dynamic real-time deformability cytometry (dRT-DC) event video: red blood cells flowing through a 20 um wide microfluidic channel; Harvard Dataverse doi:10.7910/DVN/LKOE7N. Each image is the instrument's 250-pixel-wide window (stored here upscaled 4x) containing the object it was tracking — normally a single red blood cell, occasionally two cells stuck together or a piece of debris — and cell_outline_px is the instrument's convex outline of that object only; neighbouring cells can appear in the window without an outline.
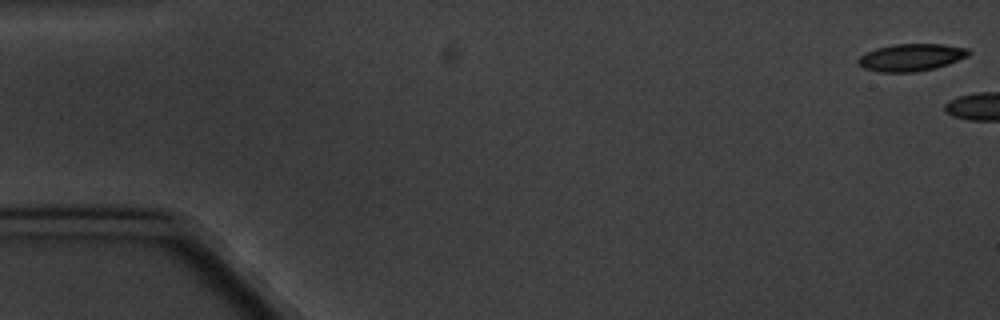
{"species": "common noctule bat (a hibernating species)", "species_latin": "Nyctalus noctula", "temperature_condition": "cold", "stored_images_in_passage": 2, "camera_frame_rate_fps": 3000, "um_per_image_px": 0.085, "animal": {"sex": "male", "body_mass_g": 20.1, "forearm_length_mm": 53.5}, "frame": {"image": 1, "passage_image": 1, "time_ms": 0.0, "image_size_px": [1000, 320], "cell_outline_px": [[972, 52], [968, 56], [948, 64], [916, 72], [880, 72], [864, 68], [856, 60], [864, 52], [876, 48], [896, 44], [944, 44], [968, 48]], "centroid_in_image_um": [77.45, 4.87], "position_along_channel_um": 7.5, "area_um2": 17.57}}